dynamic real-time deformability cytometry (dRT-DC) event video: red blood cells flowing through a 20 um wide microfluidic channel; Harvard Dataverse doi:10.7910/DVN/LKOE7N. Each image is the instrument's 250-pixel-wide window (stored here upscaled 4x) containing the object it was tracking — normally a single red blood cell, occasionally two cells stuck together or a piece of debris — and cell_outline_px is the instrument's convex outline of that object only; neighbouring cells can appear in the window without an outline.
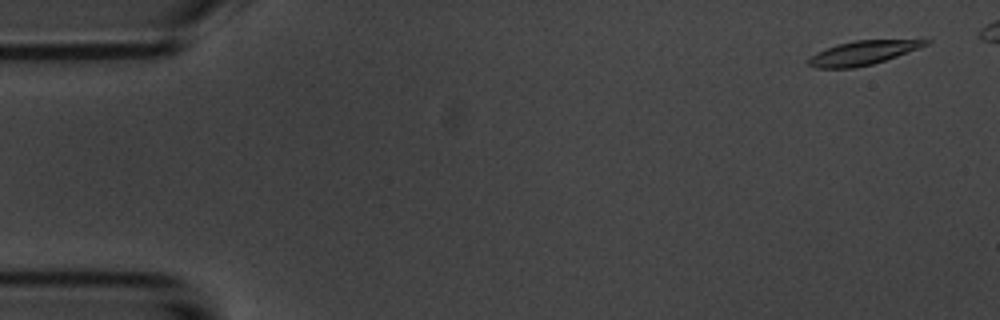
{"species": "common noctule bat (a hibernating species)", "species_latin": "Nyctalus noctula", "temperature_condition": "room temperature", "stored_images_in_passage": 6, "camera_frame_rate_fps": 3000, "um_per_image_px": 0.085, "animal": {"sex": "male", "body_mass_g": 20.1, "forearm_length_mm": 53.5}, "frame": {"image": 1, "passage_image": 1, "time_ms": 0.0, "image_size_px": [1000, 320], "cell_outline_px": [[932, 40], [928, 44], [920, 48], [872, 64], [852, 68], [816, 68], [808, 64], [804, 60], [816, 52], [836, 44], [856, 40]], "centroid_in_image_um": [73.26, 4.5], "position_along_channel_um": 11.7, "area_um2": 16.3}}
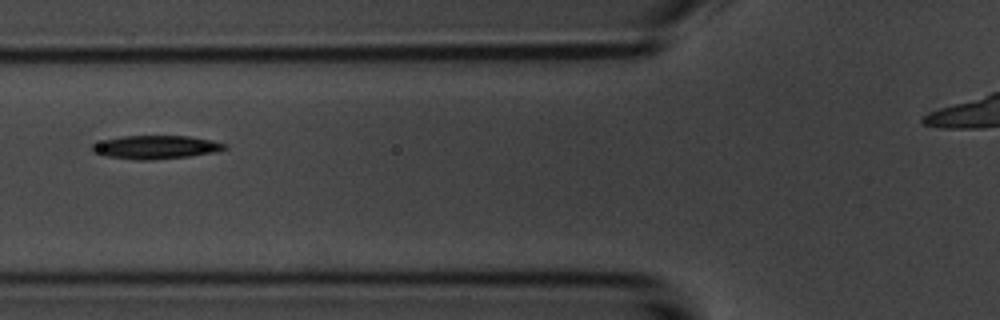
{"frame": {"image": 2, "passage_image": 6, "time_ms": 6.0, "image_size_px": [1000, 320], "cell_outline_px": [[228, 148], [216, 152], [188, 156], [148, 160], [136, 160], [104, 156], [92, 152], [88, 148], [92, 144], [104, 140], [124, 136], [188, 136], [212, 140], [228, 144]], "centroid_in_image_um": [13.22, 12.51], "position_along_channel_um": 112.6, "area_um2": 18.21}}